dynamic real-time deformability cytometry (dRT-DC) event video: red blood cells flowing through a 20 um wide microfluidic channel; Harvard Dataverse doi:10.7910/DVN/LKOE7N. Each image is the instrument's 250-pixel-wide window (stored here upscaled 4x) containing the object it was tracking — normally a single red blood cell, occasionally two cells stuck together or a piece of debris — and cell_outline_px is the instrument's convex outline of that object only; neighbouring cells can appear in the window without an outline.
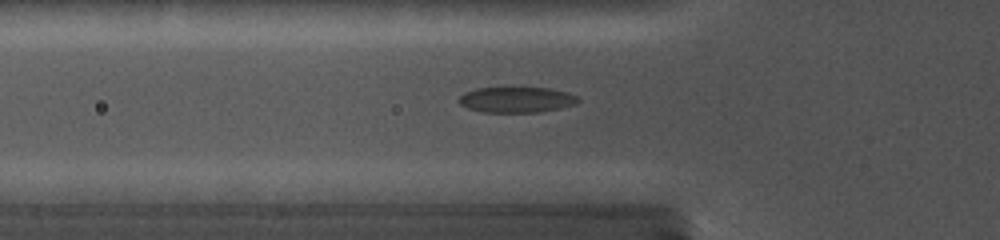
{"species": "common noctule bat (a hibernating species)", "species_latin": "Nyctalus noctula", "temperature_condition": "cold", "stored_images_in_passage": 42, "segment_of_instrument_passage": [1, 2], "camera_frame_rate_fps": 5000, "um_per_image_px": 0.085, "animal": {"sex": "female", "body_mass_g": 19.0, "forearm_length_mm": 56.7}, "frame": {"image": 1, "passage_image": 8, "time_ms": 3.8, "image_size_px": [1000, 240], "cell_outline_px": [[580, 100], [576, 104], [560, 108], [540, 112], [484, 112], [468, 108], [460, 104], [456, 100], [464, 92], [476, 88], [508, 84], [548, 88], [568, 92], [576, 96]], "centroid_in_image_um": [43.86, 8.41], "position_along_channel_um": 81.9, "area_um2": 18.84}}
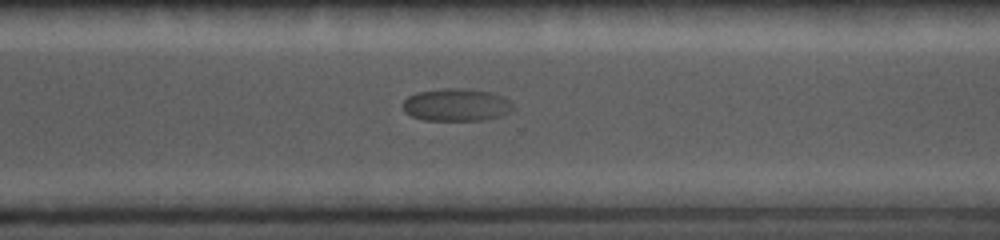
{"frame": {"image": 2, "passage_image": 21, "time_ms": 10.6, "image_size_px": [1000, 240], "cell_outline_px": [[512, 108], [508, 112], [500, 116], [484, 120], [424, 120], [412, 116], [404, 112], [404, 100], [408, 96], [416, 92], [444, 88], [468, 88], [492, 92], [504, 96], [512, 104]], "centroid_in_image_um": [38.79, 8.9], "position_along_channel_um": 331.8, "area_um2": 20.98}}
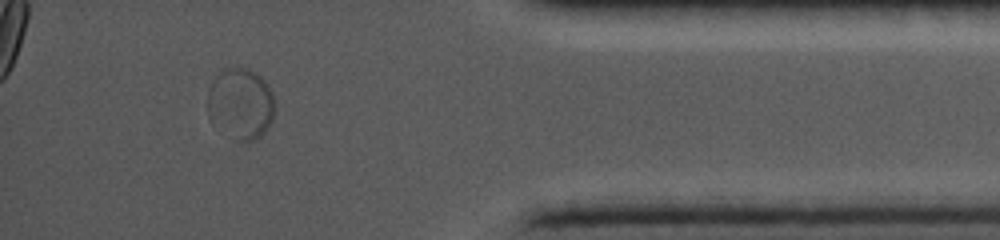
{"frame": {"image": 3, "passage_image": 34, "time_ms": 13.4, "image_size_px": [1000, 240], "cell_outline_px": [[276, 112], [272, 120], [264, 132], [256, 140], [240, 140], [212, 124], [208, 120], [208, 92], [216, 76], [224, 68], [248, 68], [256, 72], [268, 84], [272, 92]], "centroid_in_image_um": [20.47, 8.8], "position_along_channel_um": 414.7, "area_um2": 27.8}}